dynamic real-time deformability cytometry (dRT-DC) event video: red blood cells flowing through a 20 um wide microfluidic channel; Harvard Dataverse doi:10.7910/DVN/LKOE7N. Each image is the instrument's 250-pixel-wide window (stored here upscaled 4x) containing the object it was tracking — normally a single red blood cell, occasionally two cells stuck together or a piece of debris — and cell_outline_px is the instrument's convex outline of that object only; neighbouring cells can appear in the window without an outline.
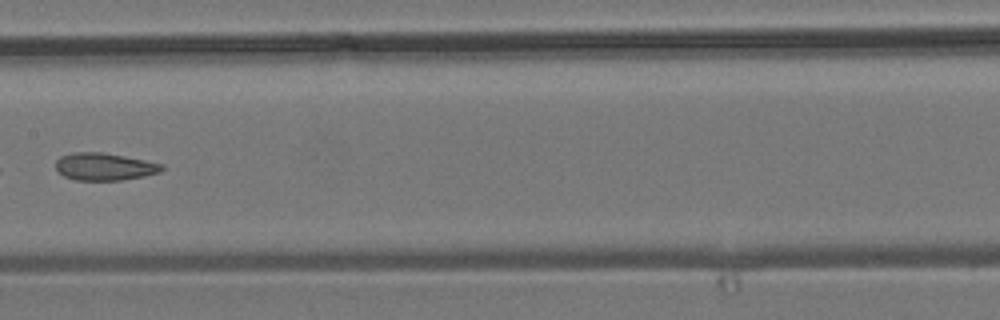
{"species": "common noctule bat (a hibernating species)", "species_latin": "Nyctalus noctula", "temperature_condition": "room temperature", "stored_images_in_passage": 9, "camera_frame_rate_fps": 3000, "um_per_image_px": 0.085, "animal": {"sex": "male", "body_mass_g": 19.2, "forearm_length_mm": 51.8}, "frame": {"image": 1, "passage_image": 7, "time_ms": 7.0, "image_size_px": [1000, 320], "cell_outline_px": [[164, 168], [160, 172], [144, 176], [120, 180], [76, 180], [64, 176], [56, 172], [56, 160], [60, 156], [72, 152], [100, 152], [124, 156], [164, 164]], "centroid_in_image_um": [8.85, 14.16], "position_along_channel_um": 198.6, "area_um2": 16.99}}
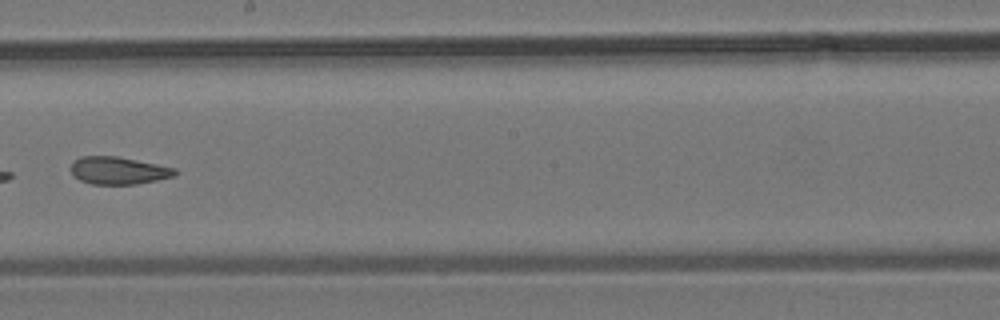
{"frame": {"image": 2, "passage_image": 8, "time_ms": 8.0, "image_size_px": [1000, 320], "cell_outline_px": [[180, 172], [172, 176], [156, 180], [136, 184], [92, 184], [80, 180], [72, 176], [72, 160], [80, 156], [116, 156], [176, 168]], "centroid_in_image_um": [10.04, 14.49], "position_along_channel_um": 238.2, "area_um2": 16.65}}
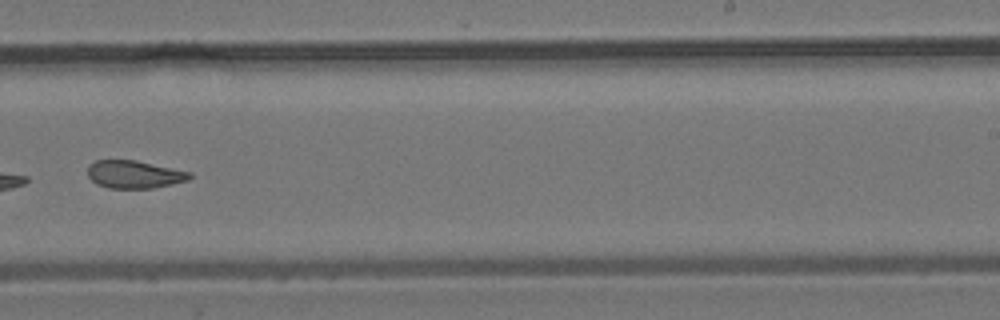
{"frame": {"image": 3, "passage_image": 9, "time_ms": 9.0, "image_size_px": [1000, 320], "cell_outline_px": [[192, 176], [188, 180], [172, 184], [152, 188], [108, 188], [96, 184], [88, 176], [88, 164], [96, 160], [136, 160], [192, 172]], "centroid_in_image_um": [11.41, 14.82], "position_along_channel_um": 277.6, "area_um2": 16.59}}